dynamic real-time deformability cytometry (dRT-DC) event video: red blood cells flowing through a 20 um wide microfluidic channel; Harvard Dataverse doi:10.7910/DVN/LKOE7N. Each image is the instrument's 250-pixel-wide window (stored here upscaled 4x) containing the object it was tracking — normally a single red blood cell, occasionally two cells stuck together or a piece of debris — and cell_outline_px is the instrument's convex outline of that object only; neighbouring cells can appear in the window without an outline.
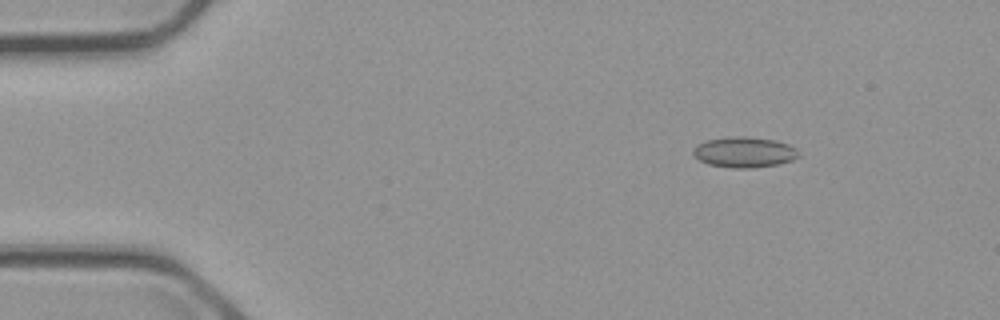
{"species": "common noctule bat (a hibernating species)", "species_latin": "Nyctalus noctula", "temperature_condition": "cold", "stored_images_in_passage": 49, "camera_frame_rate_fps": 3000, "um_per_image_px": 0.085, "animal": {"sex": "male", "body_mass_g": 23.1, "forearm_length_mm": 52.7}, "frame": {"image": 1, "passage_image": 1, "time_ms": 0.0, "image_size_px": [1000, 320], "cell_outline_px": [[800, 156], [792, 160], [780, 164], [748, 168], [732, 168], [708, 164], [700, 160], [692, 152], [696, 144], [708, 140], [732, 136], [744, 136], [776, 140], [788, 144], [796, 148]], "centroid_in_image_um": [63.28, 12.93], "position_along_channel_um": 21.7, "area_um2": 18.79}}
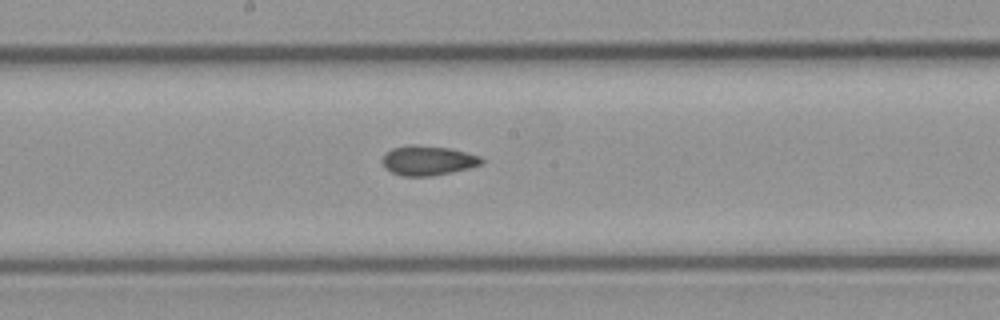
{"frame": {"image": 2, "passage_image": 23, "time_ms": 7.333, "image_size_px": [1000, 320], "cell_outline_px": [[484, 164], [472, 168], [432, 176], [400, 176], [384, 168], [384, 156], [392, 148], [448, 148], [480, 156], [484, 160]], "centroid_in_image_um": [36.46, 13.72], "position_along_channel_um": 211.7, "area_um2": 16.3}}
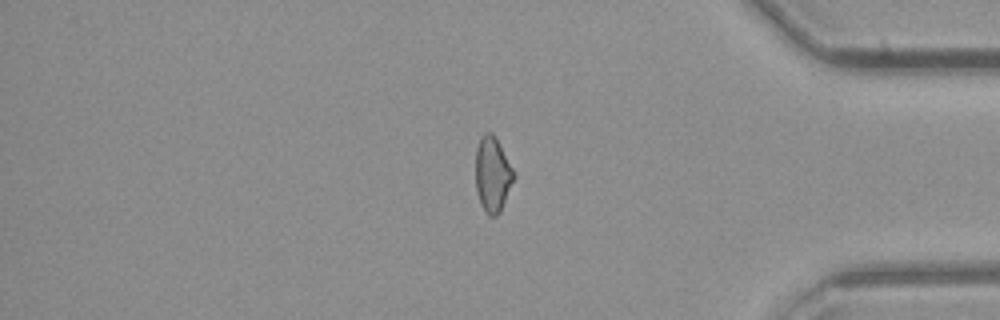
{"frame": {"image": 3, "passage_image": 40, "time_ms": 13.0, "image_size_px": [1000, 320], "cell_outline_px": [[516, 176], [500, 212], [496, 216], [488, 216], [480, 204], [476, 192], [476, 148], [480, 136], [484, 132], [492, 132], [516, 172]], "centroid_in_image_um": [41.87, 14.83], "position_along_channel_um": 393.3, "area_um2": 16.99}, "authors_computed_cell_mechanics": {"area_um2": 16.9932, "velocity_mm_per_s": 3.6897, "shape_relaxation_time_tau1_ms": null, "shape_relaxation_time_tau2_ms": 3.8384, "deformation_change_tau1": null, "deformation_change_tau2": 0.0845}}